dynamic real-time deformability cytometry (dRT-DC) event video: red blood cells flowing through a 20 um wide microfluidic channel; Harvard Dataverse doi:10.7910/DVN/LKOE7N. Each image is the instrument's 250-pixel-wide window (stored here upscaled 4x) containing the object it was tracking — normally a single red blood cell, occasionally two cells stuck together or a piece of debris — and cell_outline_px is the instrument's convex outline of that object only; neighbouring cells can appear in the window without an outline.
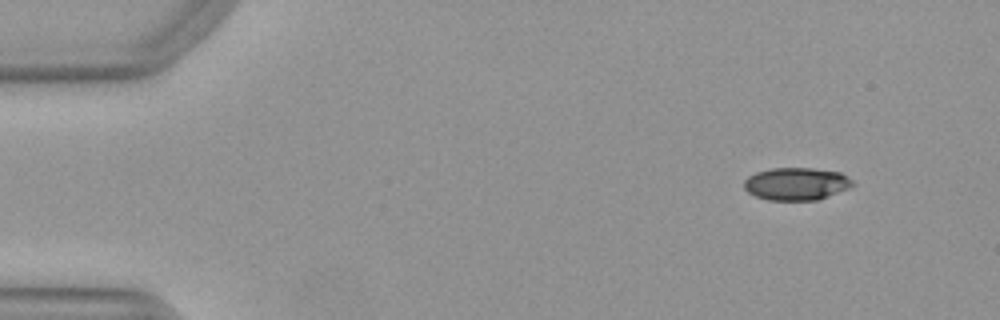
{"species": "Egyptian fruit bat (a non-hibernating species)", "species_latin": "Rousettus aegyptiacus", "temperature_condition": "warm", "stored_images_in_passage": 14, "camera_frame_rate_fps": 3000, "um_per_image_px": 0.085, "animal": {"sex": "female"}, "frame": {"image": 1, "passage_image": 5, "time_ms": 1.333, "image_size_px": [1000, 320], "cell_outline_px": [[856, 184], [848, 188], [816, 200], [768, 200], [756, 196], [748, 192], [744, 188], [744, 180], [748, 176], [756, 172], [772, 168], [812, 168], [840, 172], [852, 180]], "centroid_in_image_um": [67.67, 15.62], "position_along_channel_um": 17.3, "area_um2": 20.52}}